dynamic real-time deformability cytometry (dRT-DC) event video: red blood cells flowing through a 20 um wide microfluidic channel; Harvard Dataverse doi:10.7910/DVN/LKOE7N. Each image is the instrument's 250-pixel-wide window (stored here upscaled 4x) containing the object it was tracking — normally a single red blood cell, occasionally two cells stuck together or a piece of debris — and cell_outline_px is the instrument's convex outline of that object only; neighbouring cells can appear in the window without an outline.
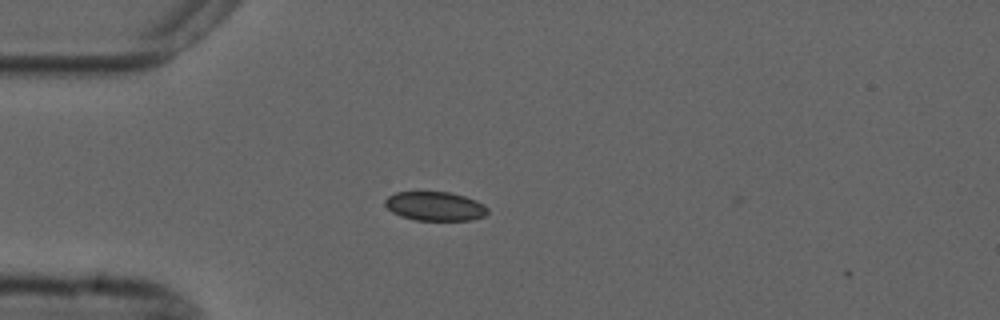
{"species": "common noctule bat (a hibernating species)", "species_latin": "Nyctalus noctula", "temperature_condition": "cold", "stored_images_in_passage": 4, "camera_frame_rate_fps": 3000, "um_per_image_px": 0.085, "animal": {"sex": "male", "forearm_length_mm": 52.5}, "frame": {"image": 1, "passage_image": 2, "time_ms": 0.333, "image_size_px": [1000, 320], "cell_outline_px": [[488, 212], [484, 216], [472, 220], [416, 220], [400, 216], [392, 212], [384, 204], [384, 200], [388, 196], [396, 192], [452, 192], [476, 200], [484, 204], [488, 208]], "centroid_in_image_um": [36.98, 17.52], "position_along_channel_um": 48.0, "area_um2": 17.46}}